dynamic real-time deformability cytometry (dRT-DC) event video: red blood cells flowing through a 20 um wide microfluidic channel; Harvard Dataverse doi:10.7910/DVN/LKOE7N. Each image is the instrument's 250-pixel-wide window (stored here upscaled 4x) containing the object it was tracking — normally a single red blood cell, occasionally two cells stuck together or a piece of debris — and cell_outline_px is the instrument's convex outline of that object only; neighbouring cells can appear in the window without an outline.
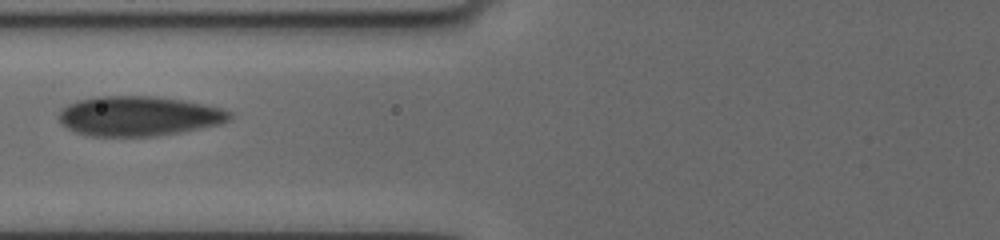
{"species": "human", "species_latin": "Homo sapiens", "temperature_condition": "cold", "stored_images_in_passage": 7, "camera_frame_rate_fps": 3000, "um_per_image_px": 0.085, "donor": {"sex": "female"}, "frame": {"image": 1, "passage_image": 3, "time_ms": 2.667, "image_size_px": [1000, 240], "cell_outline_px": [[232, 116], [228, 120], [220, 124], [180, 132], [156, 136], [84, 136], [68, 128], [60, 120], [60, 112], [68, 104], [76, 100], [96, 96], [156, 96], [184, 100], [224, 108], [232, 112]], "centroid_in_image_um": [11.82, 9.86], "position_along_channel_um": 114.0, "area_um2": 39.71}}
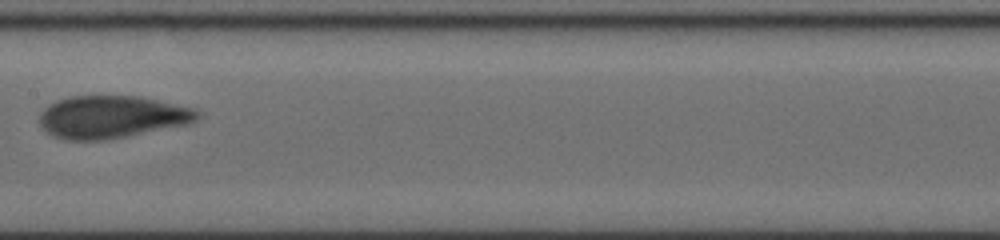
{"frame": {"image": 2, "passage_image": 5, "time_ms": 5.0, "image_size_px": [1000, 240], "cell_outline_px": [[200, 116], [196, 120], [184, 124], [104, 140], [64, 140], [52, 136], [40, 124], [40, 112], [48, 104], [56, 100], [72, 96], [140, 96], [196, 108], [200, 112]], "centroid_in_image_um": [9.47, 9.92], "position_along_channel_um": 197.9, "area_um2": 38.9}}
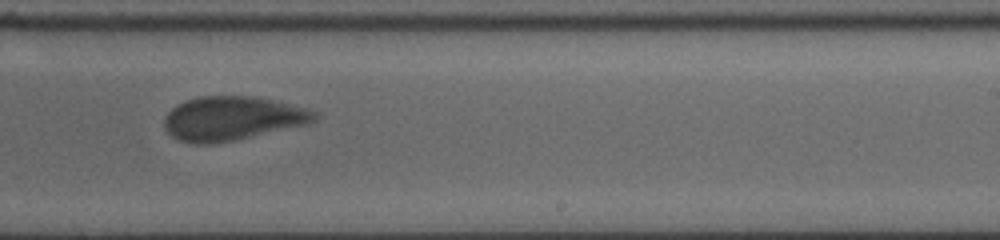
{"frame": {"image": 3, "passage_image": 7, "time_ms": 7.0, "image_size_px": [1000, 240], "cell_outline_px": [[316, 120], [308, 124], [232, 140], [212, 144], [192, 144], [180, 140], [172, 136], [164, 128], [164, 116], [176, 104], [184, 100], [200, 96], [256, 96], [308, 108], [316, 112]], "centroid_in_image_um": [19.71, 10.05], "position_along_channel_um": 269.3, "area_um2": 38.49}}